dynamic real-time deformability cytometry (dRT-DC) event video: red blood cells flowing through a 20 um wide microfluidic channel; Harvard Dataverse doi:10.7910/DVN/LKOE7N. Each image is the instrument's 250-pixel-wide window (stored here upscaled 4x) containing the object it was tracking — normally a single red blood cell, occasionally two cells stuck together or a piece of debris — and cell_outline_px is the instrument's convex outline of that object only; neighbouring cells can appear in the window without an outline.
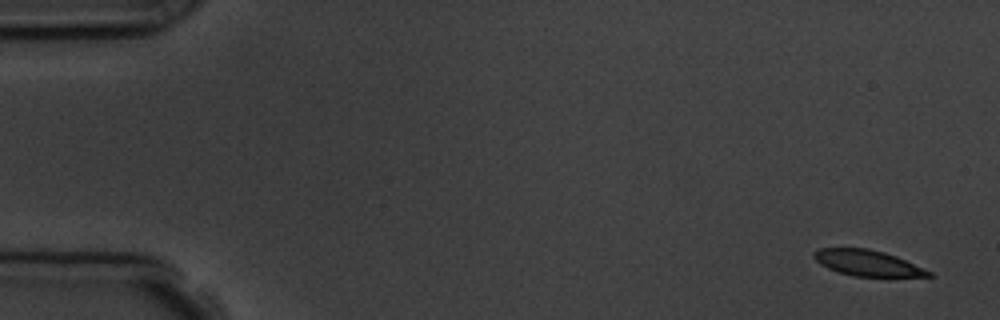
{"species": "common noctule bat (a hibernating species)", "species_latin": "Nyctalus noctula", "temperature_condition": "room temperature", "stored_images_in_passage": 5, "camera_frame_rate_fps": 3000, "um_per_image_px": 0.085, "animal": {"sex": "male", "body_mass_g": 19.5, "forearm_length_mm": 54.6}, "frame": {"image": 1, "passage_image": 1, "time_ms": 0.0, "image_size_px": [1000, 320], "cell_outline_px": [[932, 276], [852, 276], [836, 272], [820, 264], [812, 256], [812, 252], [820, 248], [868, 248], [884, 252], [896, 256], [932, 272]], "centroid_in_image_um": [73.67, 22.34], "position_along_channel_um": 11.3, "area_um2": 17.17}}
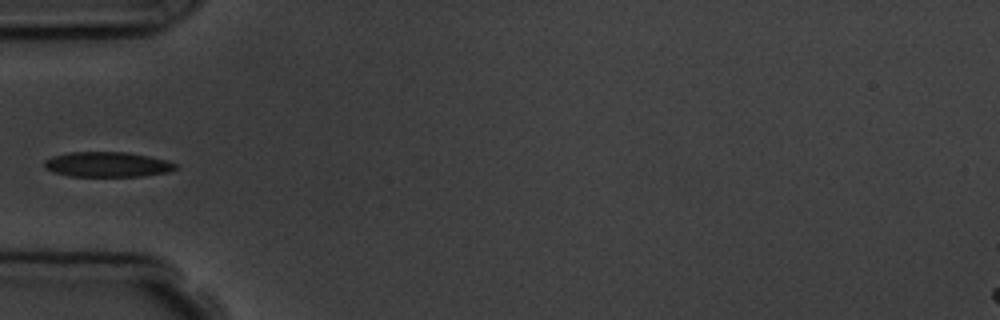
{"frame": {"image": 2, "passage_image": 5, "time_ms": 5.333, "image_size_px": [1000, 320], "cell_outline_px": [[176, 168], [168, 172], [144, 176], [68, 176], [44, 168], [44, 160], [52, 156], [68, 152], [128, 152], [148, 156], [164, 160], [176, 164]], "centroid_in_image_um": [9.09, 13.97], "position_along_channel_um": 75.9, "area_um2": 19.07}}